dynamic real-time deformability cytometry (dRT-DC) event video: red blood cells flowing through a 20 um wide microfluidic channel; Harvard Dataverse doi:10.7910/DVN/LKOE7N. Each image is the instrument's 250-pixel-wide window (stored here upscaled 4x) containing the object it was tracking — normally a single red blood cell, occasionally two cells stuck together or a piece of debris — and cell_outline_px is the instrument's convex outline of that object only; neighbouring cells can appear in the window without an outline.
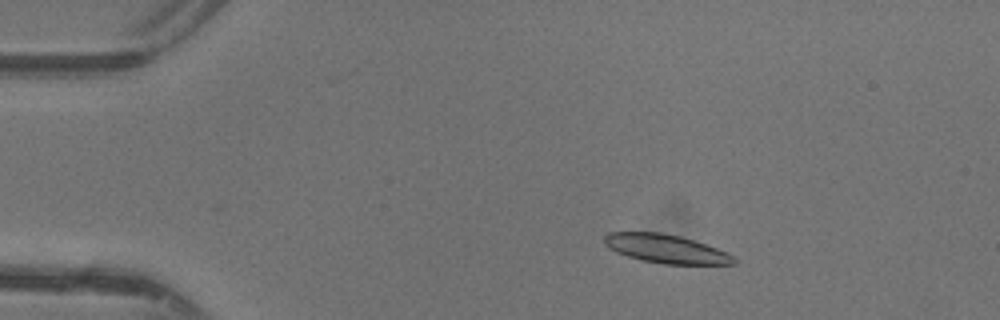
{"species": "common noctule bat (a hibernating species)", "species_latin": "Nyctalus noctula", "temperature_condition": "warm", "stored_images_in_passage": 35, "camera_frame_rate_fps": 3000, "um_per_image_px": 0.085, "animal": {"sex": "female"}, "frame": {"image": 1, "passage_image": 5, "time_ms": 1.333, "image_size_px": [1000, 320], "cell_outline_px": [[736, 264], [664, 264], [640, 260], [616, 252], [608, 248], [604, 244], [604, 236], [608, 232], [660, 232], [680, 236], [716, 248], [732, 256], [736, 260]], "centroid_in_image_um": [56.54, 21.14], "position_along_channel_um": 28.5, "area_um2": 21.44}}
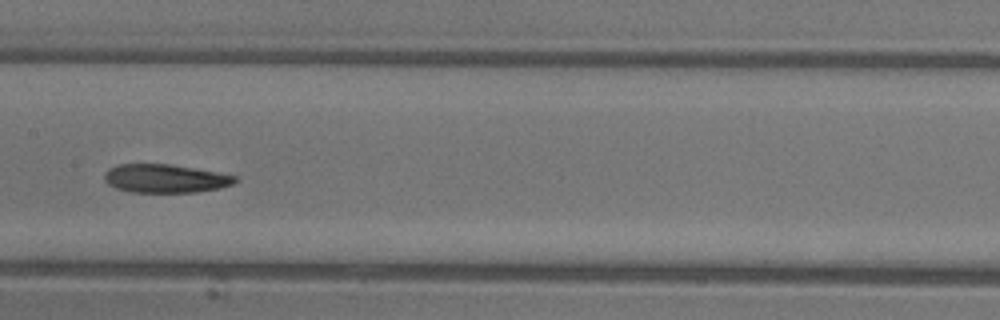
{"frame": {"image": 2, "passage_image": 21, "time_ms": 6.667, "image_size_px": [1000, 320], "cell_outline_px": [[240, 180], [232, 184], [220, 188], [196, 192], [132, 192], [116, 188], [108, 184], [104, 180], [104, 176], [108, 168], [120, 164], [168, 164], [216, 172], [236, 176]], "centroid_in_image_um": [14.04, 15.17], "position_along_channel_um": 193.4, "area_um2": 21.56}}
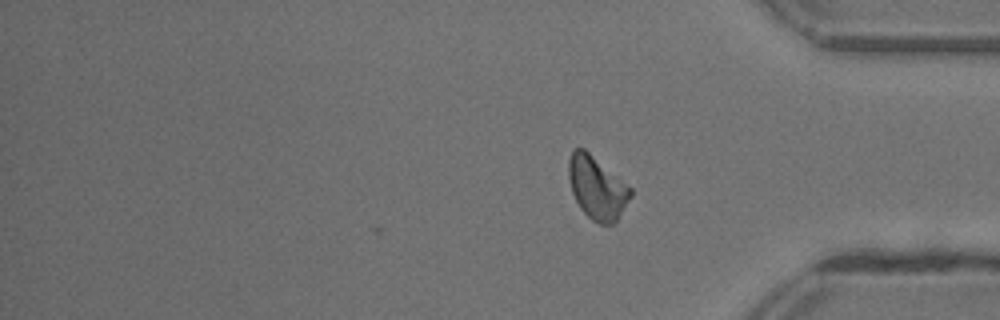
{"frame": {"image": 3, "passage_image": 35, "time_ms": 11.333, "image_size_px": [1000, 320], "cell_outline_px": [[632, 196], [616, 220], [612, 224], [600, 224], [592, 220], [580, 208], [572, 192], [568, 176], [568, 160], [572, 152], [576, 148], [584, 148], [632, 188]], "centroid_in_image_um": [50.74, 15.95], "position_along_channel_um": 384.5, "area_um2": 22.48}, "authors_computed_cell_mechanics": {"area_um2": 22.3108, "velocity_mm_per_s": 4.3562, "shape_relaxation_time_tau1_ms": 5.2506, "shape_relaxation_time_tau2_ms": 3.6509, "deformation_change_tau1": 0.1964, "deformation_change_tau2": 0.1213}}